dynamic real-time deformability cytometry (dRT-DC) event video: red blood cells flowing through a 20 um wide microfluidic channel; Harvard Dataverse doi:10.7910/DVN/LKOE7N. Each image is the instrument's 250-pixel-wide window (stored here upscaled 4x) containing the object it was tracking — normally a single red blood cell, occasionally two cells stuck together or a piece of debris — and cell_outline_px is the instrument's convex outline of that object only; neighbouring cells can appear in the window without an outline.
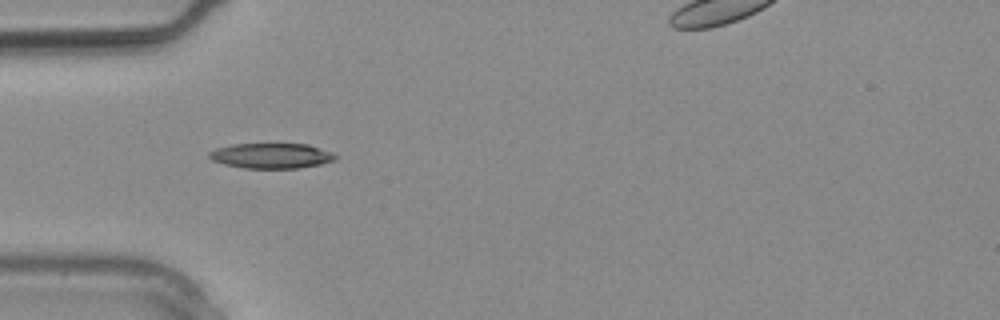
{"species": "common noctule bat (a hibernating species)", "species_latin": "Nyctalus noctula", "temperature_condition": "warm", "stored_images_in_passage": 1, "camera_frame_rate_fps": 3000, "um_per_image_px": 0.085, "animal": {"sex": "male", "body_mass_g": 20.4}, "frame": {"image": 1, "passage_image": 1, "time_ms": 0.0, "image_size_px": [1000, 320], "cell_outline_px": [[340, 156], [336, 160], [320, 164], [300, 168], [244, 168], [224, 164], [212, 160], [208, 156], [208, 152], [216, 148], [232, 144], [308, 144], [332, 152]], "centroid_in_image_um": [23.09, 13.24], "position_along_channel_um": 61.9, "area_um2": 18.67}}